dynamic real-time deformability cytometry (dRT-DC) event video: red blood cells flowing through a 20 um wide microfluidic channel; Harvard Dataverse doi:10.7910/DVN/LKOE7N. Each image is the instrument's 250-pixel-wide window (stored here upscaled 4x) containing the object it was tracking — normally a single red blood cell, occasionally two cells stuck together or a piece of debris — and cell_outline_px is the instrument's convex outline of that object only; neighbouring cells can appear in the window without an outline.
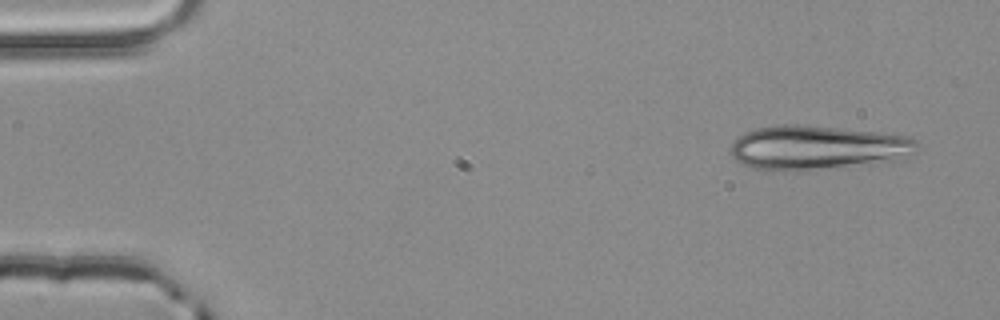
{"species": "common noctule bat (a hibernating species)", "species_latin": "Nyctalus noctula", "temperature_condition": "room temperature", "stored_images_in_passage": 3, "camera_frame_rate_fps": 3000, "um_per_image_px": 0.085, "animal": {"sex": "male", "body_mass_g": 20.4}, "frame": {"image": 1, "passage_image": 1, "time_ms": 0.0, "image_size_px": [1000, 320], "cell_outline_px": [[916, 152], [892, 160], [872, 164], [812, 168], [752, 168], [740, 164], [732, 156], [732, 140], [756, 128], [780, 124], [800, 124], [880, 132], [904, 136], [916, 140]], "centroid_in_image_um": [69.46, 12.5], "position_along_channel_um": 15.5, "area_um2": 46.7}}